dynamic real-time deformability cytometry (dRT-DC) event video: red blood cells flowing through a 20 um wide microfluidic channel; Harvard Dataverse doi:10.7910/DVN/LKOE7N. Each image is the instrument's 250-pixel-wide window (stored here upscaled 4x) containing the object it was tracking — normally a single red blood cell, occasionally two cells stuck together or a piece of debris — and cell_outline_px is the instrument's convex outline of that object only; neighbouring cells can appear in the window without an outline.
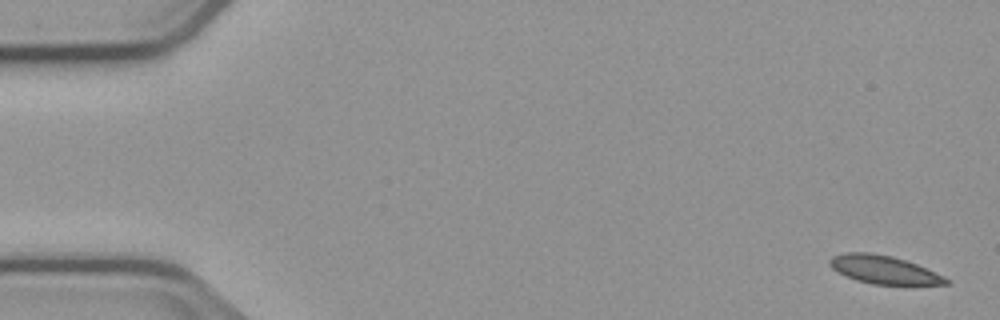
{"species": "common noctule bat (a hibernating species)", "species_latin": "Nyctalus noctula", "temperature_condition": "cold", "stored_images_in_passage": 4, "camera_frame_rate_fps": 3000, "um_per_image_px": 0.085, "animal": {"sex": "male", "body_mass_g": 23.1, "forearm_length_mm": 52.7}, "frame": {"image": 1, "passage_image": 1, "time_ms": 0.0, "image_size_px": [1000, 320], "cell_outline_px": [[952, 280], [948, 284], [872, 284], [856, 280], [832, 268], [828, 264], [828, 260], [832, 256], [844, 252], [868, 252], [892, 256], [916, 264], [944, 276]], "centroid_in_image_um": [75.11, 22.91], "position_along_channel_um": 9.9, "area_um2": 18.9}}
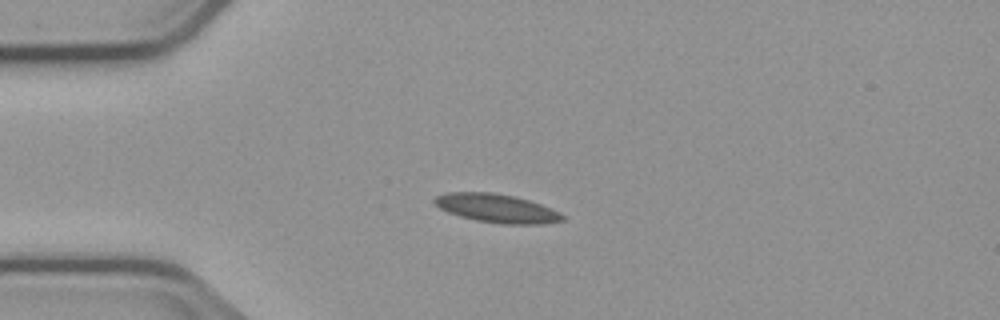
{"frame": {"image": 2, "passage_image": 4, "time_ms": 4.0, "image_size_px": [1000, 320], "cell_outline_px": [[564, 220], [544, 224], [500, 224], [476, 220], [460, 216], [448, 212], [440, 208], [432, 200], [436, 196], [448, 192], [492, 192], [512, 196], [528, 200], [540, 204], [560, 212], [564, 216]], "centroid_in_image_um": [42.22, 17.71], "position_along_channel_um": 42.8, "area_um2": 21.21}}